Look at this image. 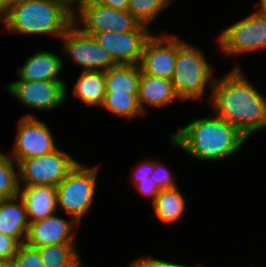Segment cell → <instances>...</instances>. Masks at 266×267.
Instances as JSON below:
<instances>
[{"mask_svg":"<svg viewBox=\"0 0 266 267\" xmlns=\"http://www.w3.org/2000/svg\"><path fill=\"white\" fill-rule=\"evenodd\" d=\"M236 65L215 78L208 101L213 113L238 129L247 139L266 128V97L252 85ZM246 77V78H245Z\"/></svg>","mask_w":266,"mask_h":267,"instance_id":"cell-1","label":"cell"},{"mask_svg":"<svg viewBox=\"0 0 266 267\" xmlns=\"http://www.w3.org/2000/svg\"><path fill=\"white\" fill-rule=\"evenodd\" d=\"M169 139L172 145L193 159L214 162L230 158L247 140L238 129L213 113L205 118L193 119Z\"/></svg>","mask_w":266,"mask_h":267,"instance_id":"cell-2","label":"cell"},{"mask_svg":"<svg viewBox=\"0 0 266 267\" xmlns=\"http://www.w3.org/2000/svg\"><path fill=\"white\" fill-rule=\"evenodd\" d=\"M1 20L11 33L59 39L74 24V17L54 0H9Z\"/></svg>","mask_w":266,"mask_h":267,"instance_id":"cell-3","label":"cell"},{"mask_svg":"<svg viewBox=\"0 0 266 267\" xmlns=\"http://www.w3.org/2000/svg\"><path fill=\"white\" fill-rule=\"evenodd\" d=\"M212 65L203 52L180 39L174 74L171 79L174 91L180 100H201L207 86L213 87L215 78Z\"/></svg>","mask_w":266,"mask_h":267,"instance_id":"cell-4","label":"cell"},{"mask_svg":"<svg viewBox=\"0 0 266 267\" xmlns=\"http://www.w3.org/2000/svg\"><path fill=\"white\" fill-rule=\"evenodd\" d=\"M99 170V166L87 167L78 162L56 186L58 209H62L78 224H81L83 216L91 211Z\"/></svg>","mask_w":266,"mask_h":267,"instance_id":"cell-5","label":"cell"},{"mask_svg":"<svg viewBox=\"0 0 266 267\" xmlns=\"http://www.w3.org/2000/svg\"><path fill=\"white\" fill-rule=\"evenodd\" d=\"M78 160L57 148L51 153L18 162L19 187L59 185L75 167ZM22 184V185H21Z\"/></svg>","mask_w":266,"mask_h":267,"instance_id":"cell-6","label":"cell"},{"mask_svg":"<svg viewBox=\"0 0 266 267\" xmlns=\"http://www.w3.org/2000/svg\"><path fill=\"white\" fill-rule=\"evenodd\" d=\"M218 47L228 56L266 50V14L256 12L230 25L218 35Z\"/></svg>","mask_w":266,"mask_h":267,"instance_id":"cell-7","label":"cell"},{"mask_svg":"<svg viewBox=\"0 0 266 267\" xmlns=\"http://www.w3.org/2000/svg\"><path fill=\"white\" fill-rule=\"evenodd\" d=\"M81 22V23H80ZM74 24L84 33L136 31L142 24L128 11L88 1L74 17Z\"/></svg>","mask_w":266,"mask_h":267,"instance_id":"cell-8","label":"cell"},{"mask_svg":"<svg viewBox=\"0 0 266 267\" xmlns=\"http://www.w3.org/2000/svg\"><path fill=\"white\" fill-rule=\"evenodd\" d=\"M63 51L82 71H108L116 66L110 54L93 38L73 24L61 37Z\"/></svg>","mask_w":266,"mask_h":267,"instance_id":"cell-9","label":"cell"},{"mask_svg":"<svg viewBox=\"0 0 266 267\" xmlns=\"http://www.w3.org/2000/svg\"><path fill=\"white\" fill-rule=\"evenodd\" d=\"M15 137L13 151L9 156L17 163L57 149L50 128L33 114L25 115L19 120Z\"/></svg>","mask_w":266,"mask_h":267,"instance_id":"cell-10","label":"cell"},{"mask_svg":"<svg viewBox=\"0 0 266 267\" xmlns=\"http://www.w3.org/2000/svg\"><path fill=\"white\" fill-rule=\"evenodd\" d=\"M180 37L154 33L146 41L139 63L141 73L171 80L174 74Z\"/></svg>","mask_w":266,"mask_h":267,"instance_id":"cell-11","label":"cell"},{"mask_svg":"<svg viewBox=\"0 0 266 267\" xmlns=\"http://www.w3.org/2000/svg\"><path fill=\"white\" fill-rule=\"evenodd\" d=\"M85 34L93 36L95 41L110 54L116 65H139L144 45L153 33L147 26L141 25L132 32Z\"/></svg>","mask_w":266,"mask_h":267,"instance_id":"cell-12","label":"cell"},{"mask_svg":"<svg viewBox=\"0 0 266 267\" xmlns=\"http://www.w3.org/2000/svg\"><path fill=\"white\" fill-rule=\"evenodd\" d=\"M66 81H16L6 89L18 102L34 110H53L67 98Z\"/></svg>","mask_w":266,"mask_h":267,"instance_id":"cell-13","label":"cell"},{"mask_svg":"<svg viewBox=\"0 0 266 267\" xmlns=\"http://www.w3.org/2000/svg\"><path fill=\"white\" fill-rule=\"evenodd\" d=\"M74 219H65L51 215L29 224L25 243L38 248L52 244H76V230L78 227ZM74 230V231H73Z\"/></svg>","mask_w":266,"mask_h":267,"instance_id":"cell-14","label":"cell"},{"mask_svg":"<svg viewBox=\"0 0 266 267\" xmlns=\"http://www.w3.org/2000/svg\"><path fill=\"white\" fill-rule=\"evenodd\" d=\"M63 63L59 55L39 50L27 57L23 66L17 68V81H64L59 76Z\"/></svg>","mask_w":266,"mask_h":267,"instance_id":"cell-15","label":"cell"},{"mask_svg":"<svg viewBox=\"0 0 266 267\" xmlns=\"http://www.w3.org/2000/svg\"><path fill=\"white\" fill-rule=\"evenodd\" d=\"M29 224L56 214L57 192L51 185L24 186L19 189Z\"/></svg>","mask_w":266,"mask_h":267,"instance_id":"cell-16","label":"cell"},{"mask_svg":"<svg viewBox=\"0 0 266 267\" xmlns=\"http://www.w3.org/2000/svg\"><path fill=\"white\" fill-rule=\"evenodd\" d=\"M175 99L180 100L171 80L140 73L138 103L144 114L146 106L162 107Z\"/></svg>","mask_w":266,"mask_h":267,"instance_id":"cell-17","label":"cell"},{"mask_svg":"<svg viewBox=\"0 0 266 267\" xmlns=\"http://www.w3.org/2000/svg\"><path fill=\"white\" fill-rule=\"evenodd\" d=\"M28 227L25 205L19 196L0 200V232L23 244Z\"/></svg>","mask_w":266,"mask_h":267,"instance_id":"cell-18","label":"cell"},{"mask_svg":"<svg viewBox=\"0 0 266 267\" xmlns=\"http://www.w3.org/2000/svg\"><path fill=\"white\" fill-rule=\"evenodd\" d=\"M71 93L86 106L101 107L106 93L105 71H81Z\"/></svg>","mask_w":266,"mask_h":267,"instance_id":"cell-19","label":"cell"},{"mask_svg":"<svg viewBox=\"0 0 266 267\" xmlns=\"http://www.w3.org/2000/svg\"><path fill=\"white\" fill-rule=\"evenodd\" d=\"M186 199L178 186L162 189L152 203L154 215L163 224L175 223L182 218L186 209Z\"/></svg>","mask_w":266,"mask_h":267,"instance_id":"cell-20","label":"cell"},{"mask_svg":"<svg viewBox=\"0 0 266 267\" xmlns=\"http://www.w3.org/2000/svg\"><path fill=\"white\" fill-rule=\"evenodd\" d=\"M139 65H116L105 71L106 93L138 94Z\"/></svg>","mask_w":266,"mask_h":267,"instance_id":"cell-21","label":"cell"},{"mask_svg":"<svg viewBox=\"0 0 266 267\" xmlns=\"http://www.w3.org/2000/svg\"><path fill=\"white\" fill-rule=\"evenodd\" d=\"M77 244H52L38 247L44 267H85L76 250Z\"/></svg>","mask_w":266,"mask_h":267,"instance_id":"cell-22","label":"cell"},{"mask_svg":"<svg viewBox=\"0 0 266 267\" xmlns=\"http://www.w3.org/2000/svg\"><path fill=\"white\" fill-rule=\"evenodd\" d=\"M102 107L110 113L128 120L144 115L138 103V94L105 93Z\"/></svg>","mask_w":266,"mask_h":267,"instance_id":"cell-23","label":"cell"},{"mask_svg":"<svg viewBox=\"0 0 266 267\" xmlns=\"http://www.w3.org/2000/svg\"><path fill=\"white\" fill-rule=\"evenodd\" d=\"M19 189L18 163L0 151V200L19 196Z\"/></svg>","mask_w":266,"mask_h":267,"instance_id":"cell-24","label":"cell"},{"mask_svg":"<svg viewBox=\"0 0 266 267\" xmlns=\"http://www.w3.org/2000/svg\"><path fill=\"white\" fill-rule=\"evenodd\" d=\"M172 0H128V11L142 24L148 27Z\"/></svg>","mask_w":266,"mask_h":267,"instance_id":"cell-25","label":"cell"},{"mask_svg":"<svg viewBox=\"0 0 266 267\" xmlns=\"http://www.w3.org/2000/svg\"><path fill=\"white\" fill-rule=\"evenodd\" d=\"M12 267H44L39 251L26 243L20 244L18 251L11 260Z\"/></svg>","mask_w":266,"mask_h":267,"instance_id":"cell-26","label":"cell"},{"mask_svg":"<svg viewBox=\"0 0 266 267\" xmlns=\"http://www.w3.org/2000/svg\"><path fill=\"white\" fill-rule=\"evenodd\" d=\"M151 179L162 189H172L177 187L173 173L164 163L154 159V171L150 175Z\"/></svg>","mask_w":266,"mask_h":267,"instance_id":"cell-27","label":"cell"},{"mask_svg":"<svg viewBox=\"0 0 266 267\" xmlns=\"http://www.w3.org/2000/svg\"><path fill=\"white\" fill-rule=\"evenodd\" d=\"M19 246L20 243L16 239L0 232V261L11 262Z\"/></svg>","mask_w":266,"mask_h":267,"instance_id":"cell-28","label":"cell"},{"mask_svg":"<svg viewBox=\"0 0 266 267\" xmlns=\"http://www.w3.org/2000/svg\"><path fill=\"white\" fill-rule=\"evenodd\" d=\"M131 267H190L187 264H179L166 260H159L156 258L139 257L131 262Z\"/></svg>","mask_w":266,"mask_h":267,"instance_id":"cell-29","label":"cell"},{"mask_svg":"<svg viewBox=\"0 0 266 267\" xmlns=\"http://www.w3.org/2000/svg\"><path fill=\"white\" fill-rule=\"evenodd\" d=\"M135 187V189H137L138 192L141 193L142 197L146 196L148 198H151V203L155 201V198L161 192L159 186L151 179L150 176L149 179L140 180V182L136 184Z\"/></svg>","mask_w":266,"mask_h":267,"instance_id":"cell-30","label":"cell"},{"mask_svg":"<svg viewBox=\"0 0 266 267\" xmlns=\"http://www.w3.org/2000/svg\"><path fill=\"white\" fill-rule=\"evenodd\" d=\"M154 171V159L142 161L139 165L135 168V171L132 173V181L134 186L140 182V180L149 179V176Z\"/></svg>","mask_w":266,"mask_h":267,"instance_id":"cell-31","label":"cell"},{"mask_svg":"<svg viewBox=\"0 0 266 267\" xmlns=\"http://www.w3.org/2000/svg\"><path fill=\"white\" fill-rule=\"evenodd\" d=\"M62 6L70 15L75 17L80 12L89 0H54ZM77 4V7L75 6ZM76 8V9H75Z\"/></svg>","mask_w":266,"mask_h":267,"instance_id":"cell-32","label":"cell"},{"mask_svg":"<svg viewBox=\"0 0 266 267\" xmlns=\"http://www.w3.org/2000/svg\"><path fill=\"white\" fill-rule=\"evenodd\" d=\"M99 5L108 6L110 8L127 10L128 9V0H90Z\"/></svg>","mask_w":266,"mask_h":267,"instance_id":"cell-33","label":"cell"},{"mask_svg":"<svg viewBox=\"0 0 266 267\" xmlns=\"http://www.w3.org/2000/svg\"><path fill=\"white\" fill-rule=\"evenodd\" d=\"M9 0H0V19L3 17Z\"/></svg>","mask_w":266,"mask_h":267,"instance_id":"cell-34","label":"cell"},{"mask_svg":"<svg viewBox=\"0 0 266 267\" xmlns=\"http://www.w3.org/2000/svg\"><path fill=\"white\" fill-rule=\"evenodd\" d=\"M257 10L266 14V0H260L259 3L256 4Z\"/></svg>","mask_w":266,"mask_h":267,"instance_id":"cell-35","label":"cell"},{"mask_svg":"<svg viewBox=\"0 0 266 267\" xmlns=\"http://www.w3.org/2000/svg\"><path fill=\"white\" fill-rule=\"evenodd\" d=\"M0 267H12L11 262L0 261Z\"/></svg>","mask_w":266,"mask_h":267,"instance_id":"cell-36","label":"cell"}]
</instances>
